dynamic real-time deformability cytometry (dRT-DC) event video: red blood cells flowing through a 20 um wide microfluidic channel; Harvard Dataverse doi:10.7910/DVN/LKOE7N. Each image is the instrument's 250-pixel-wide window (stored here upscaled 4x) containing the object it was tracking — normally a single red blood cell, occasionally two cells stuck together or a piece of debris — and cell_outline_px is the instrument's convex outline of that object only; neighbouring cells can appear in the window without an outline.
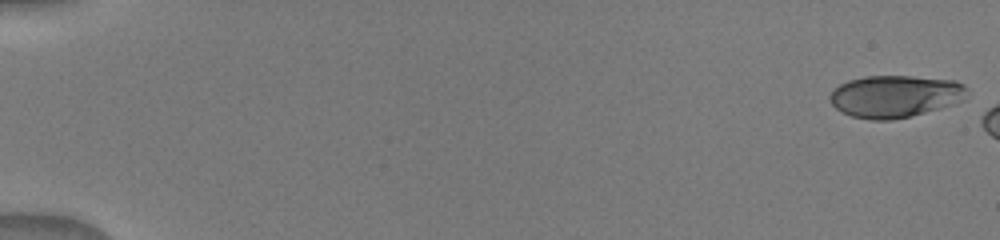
{"species": "human", "species_latin": "Homo sapiens", "temperature_condition": "warm", "stored_images_in_passage": 8, "camera_frame_rate_fps": 3000, "um_per_image_px": 0.085, "donor": {"sex": "male"}, "frame": {"image": 1, "passage_image": 1, "time_ms": 0.0, "image_size_px": [1000, 240], "cell_outline_px": [[968, 88], [964, 100], [956, 104], [912, 116], [892, 120], [872, 120], [852, 116], [840, 112], [832, 104], [828, 96], [840, 84], [848, 80], [864, 76], [912, 76], [956, 80], [964, 84]], "centroid_in_image_um": [76.12, 8.18], "position_along_channel_um": 8.9, "area_um2": 34.1}}